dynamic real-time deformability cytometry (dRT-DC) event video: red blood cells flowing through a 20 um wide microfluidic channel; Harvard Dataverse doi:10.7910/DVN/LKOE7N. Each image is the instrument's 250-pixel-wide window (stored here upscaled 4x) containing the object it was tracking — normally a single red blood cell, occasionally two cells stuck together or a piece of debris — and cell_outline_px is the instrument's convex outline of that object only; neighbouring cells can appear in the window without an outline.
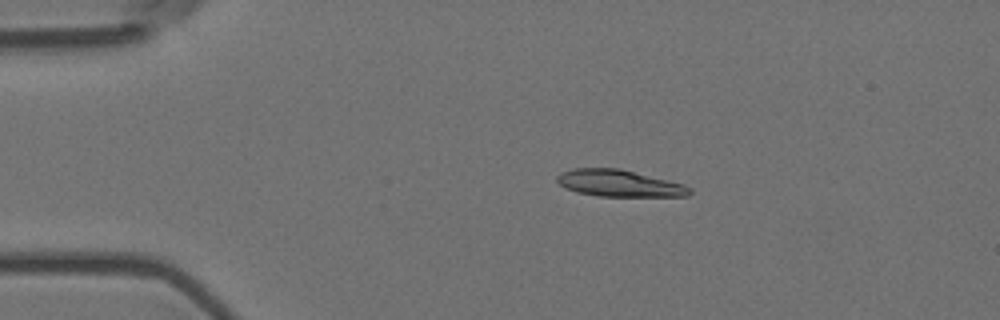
{"species": "Egyptian fruit bat (a non-hibernating species)", "species_latin": "Rousettus aegyptiacus", "temperature_condition": "room temperature", "stored_images_in_passage": 4, "camera_frame_rate_fps": 3000, "um_per_image_px": 0.085, "animal": {"sex": "female"}, "frame": {"image": 1, "passage_image": 2, "time_ms": 0.333, "image_size_px": [1000, 320], "cell_outline_px": [[692, 192], [688, 196], [596, 196], [576, 192], [564, 188], [556, 180], [556, 176], [560, 172], [576, 168], [620, 168], [684, 184], [692, 188]], "centroid_in_image_um": [52.62, 15.58], "position_along_channel_um": 32.4, "area_um2": 20.81}}
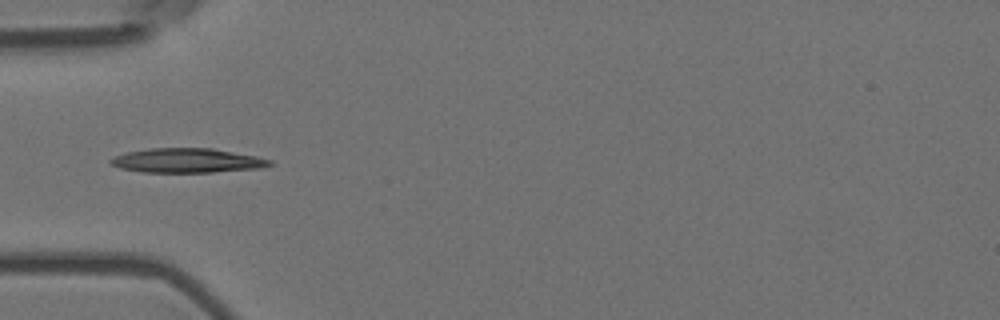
{"frame": {"image": 2, "passage_image": 4, "time_ms": 1.0, "image_size_px": [1000, 320], "cell_outline_px": [[272, 164], [264, 168], [212, 172], [144, 172], [120, 168], [112, 164], [108, 160], [116, 156], [128, 152], [148, 148], [212, 148], [256, 156], [272, 160]], "centroid_in_image_um": [15.95, 13.64], "position_along_channel_um": 69.1, "area_um2": 22.54}}